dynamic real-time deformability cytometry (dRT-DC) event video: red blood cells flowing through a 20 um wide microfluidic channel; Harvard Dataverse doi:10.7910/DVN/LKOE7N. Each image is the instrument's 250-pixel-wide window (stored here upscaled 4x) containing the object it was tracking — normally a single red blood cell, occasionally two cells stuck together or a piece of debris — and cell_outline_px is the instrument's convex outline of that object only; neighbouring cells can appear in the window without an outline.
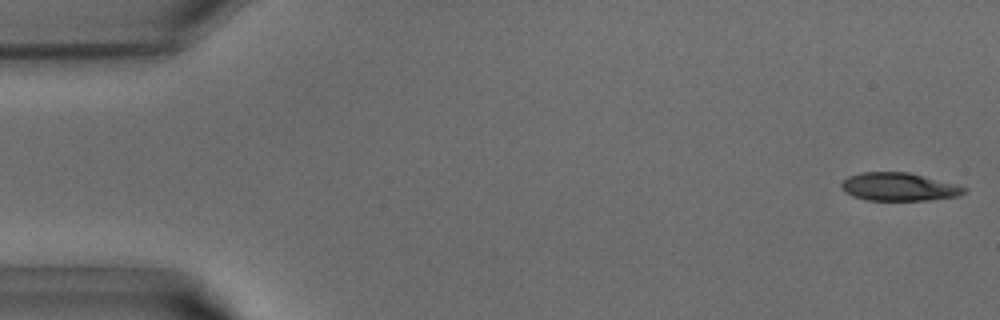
{"species": "common noctule bat (a hibernating species)", "species_latin": "Nyctalus noctula", "temperature_condition": "warm", "stored_images_in_passage": 38, "camera_frame_rate_fps": 3000, "um_per_image_px": 0.085, "animal": {"sex": "male", "body_mass_g": 15.6}, "frame": {"image": 1, "passage_image": 1, "time_ms": 0.0, "image_size_px": [1000, 320], "cell_outline_px": [[968, 192], [960, 196], [928, 200], [868, 200], [852, 196], [844, 192], [840, 184], [848, 176], [860, 172], [908, 172], [968, 188]], "centroid_in_image_um": [76.39, 15.88], "position_along_channel_um": 8.6, "area_um2": 20.06}}
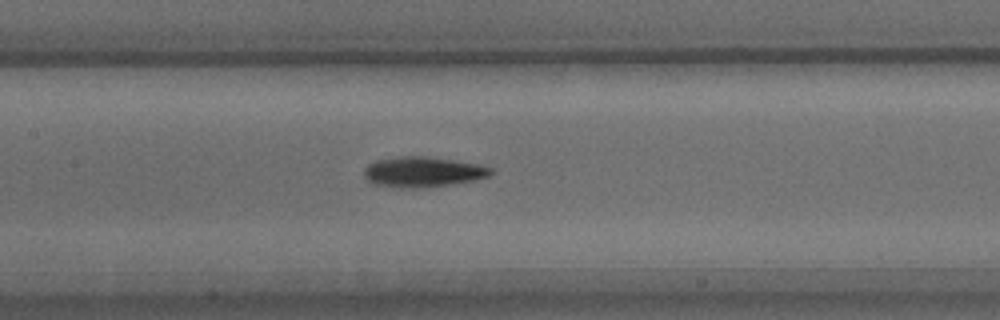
{"frame": {"image": 2, "passage_image": 18, "time_ms": 5.667, "image_size_px": [1000, 320], "cell_outline_px": [[492, 172], [488, 176], [476, 180], [448, 184], [412, 188], [376, 184], [368, 180], [364, 176], [364, 168], [368, 164], [376, 160], [396, 156], [428, 156], [480, 164], [492, 168]], "centroid_in_image_um": [35.94, 14.58], "position_along_channel_um": 171.5, "area_um2": 22.14}}
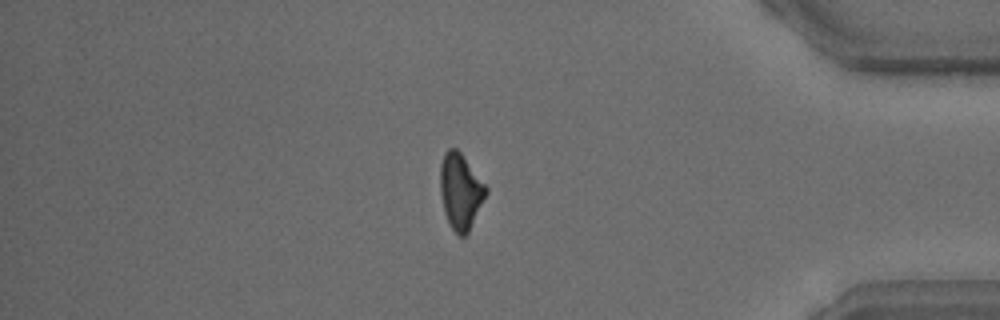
{"frame": {"image": 3, "passage_image": 33, "time_ms": 10.667, "image_size_px": [1000, 320], "cell_outline_px": [[488, 192], [468, 232], [464, 236], [460, 236], [452, 228], [444, 212], [440, 192], [440, 164], [444, 152], [448, 148], [456, 148], [460, 152], [488, 188]], "centroid_in_image_um": [39.13, 16.23], "position_along_channel_um": 396.1, "area_um2": 20.0}}